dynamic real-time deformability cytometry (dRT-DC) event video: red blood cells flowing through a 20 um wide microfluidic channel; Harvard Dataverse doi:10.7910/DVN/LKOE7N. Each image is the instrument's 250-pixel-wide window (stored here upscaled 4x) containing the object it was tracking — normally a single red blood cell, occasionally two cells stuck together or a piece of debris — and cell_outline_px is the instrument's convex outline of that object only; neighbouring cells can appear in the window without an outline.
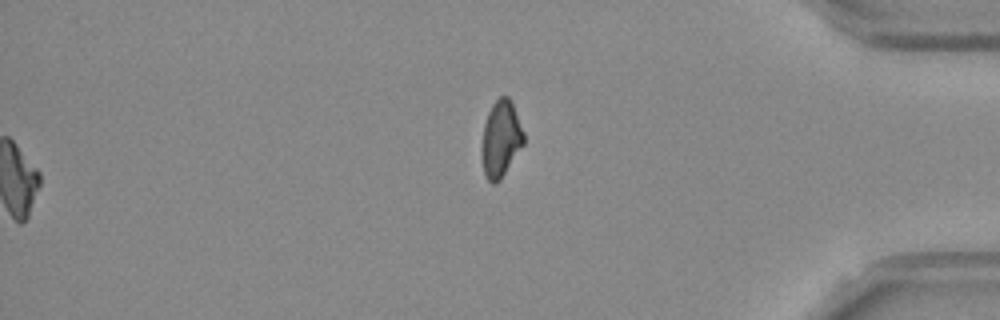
{"species": "Egyptian fruit bat (a non-hibernating species)", "species_latin": "Rousettus aegyptiacus", "temperature_condition": "room temperature", "stored_images_in_passage": 53, "segment_of_instrument_passage": [2, 2], "camera_frame_rate_fps": 3000, "um_per_image_px": 0.085, "frame": {"image": 1, "passage_image": 53, "time_ms": 17.333, "image_size_px": [1000, 320], "cell_outline_px": [[524, 144], [500, 180], [496, 184], [492, 184], [484, 176], [480, 156], [480, 148], [484, 124], [488, 112], [492, 104], [500, 96], [508, 96], [512, 104], [524, 132]], "centroid_in_image_um": [42.53, 11.85], "position_along_channel_um": 392.7, "area_um2": 18.96}}